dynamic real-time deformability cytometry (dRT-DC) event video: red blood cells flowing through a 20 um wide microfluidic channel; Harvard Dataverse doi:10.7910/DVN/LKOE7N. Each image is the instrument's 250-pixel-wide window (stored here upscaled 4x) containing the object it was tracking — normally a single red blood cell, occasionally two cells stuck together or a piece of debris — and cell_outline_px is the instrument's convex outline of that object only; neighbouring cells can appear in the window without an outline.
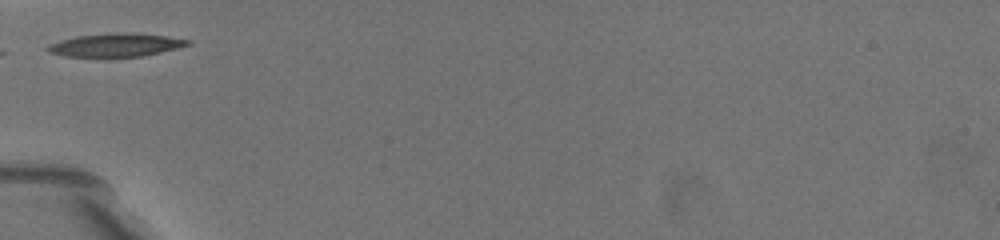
{"species": "common noctule bat (a hibernating species)", "species_latin": "Nyctalus noctula", "temperature_condition": "warm", "stored_images_in_passage": 14, "camera_frame_rate_fps": 3000, "um_per_image_px": 0.085, "animal": {"sex": "female", "body_mass_g": 19.5, "forearm_length_mm": 54.1}, "frame": {"image": 1, "passage_image": 1, "time_ms": 0.0, "image_size_px": [1000, 240], "cell_outline_px": [[192, 44], [144, 56], [112, 60], [104, 60], [64, 56], [48, 52], [44, 48], [60, 40], [76, 36], [164, 36], [192, 40]], "centroid_in_image_um": [9.75, 3.95], "position_along_channel_um": 75.2, "area_um2": 18.61}}